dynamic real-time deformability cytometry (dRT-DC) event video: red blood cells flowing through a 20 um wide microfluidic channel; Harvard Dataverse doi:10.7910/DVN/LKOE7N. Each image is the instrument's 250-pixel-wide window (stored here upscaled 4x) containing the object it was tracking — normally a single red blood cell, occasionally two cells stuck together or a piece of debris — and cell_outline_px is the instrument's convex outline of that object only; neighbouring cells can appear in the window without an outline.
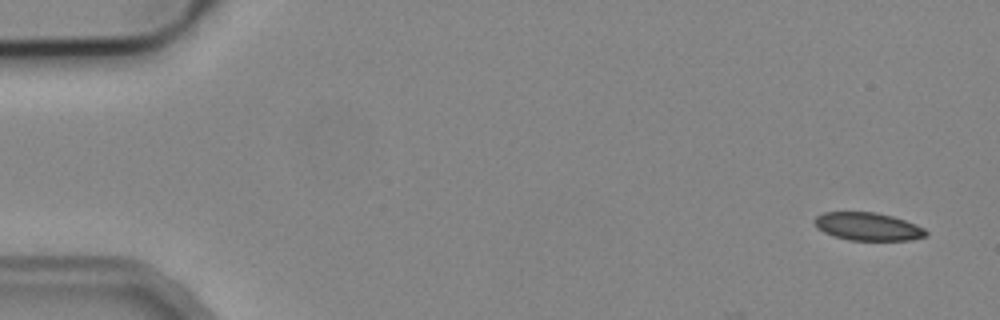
{"species": "common noctule bat (a hibernating species)", "species_latin": "Nyctalus noctula", "temperature_condition": "cold", "stored_images_in_passage": 4, "camera_frame_rate_fps": 3000, "um_per_image_px": 0.085, "animal": {"sex": "male", "body_mass_g": 19.2, "forearm_length_mm": 51.8}, "frame": {"image": 1, "passage_image": 1, "time_ms": 0.0, "image_size_px": [1000, 320], "cell_outline_px": [[928, 236], [908, 240], [848, 240], [832, 236], [816, 228], [812, 220], [816, 216], [824, 212], [876, 212], [892, 216], [916, 224], [924, 228], [928, 232]], "centroid_in_image_um": [73.74, 19.25], "position_along_channel_um": 11.3, "area_um2": 18.32}}